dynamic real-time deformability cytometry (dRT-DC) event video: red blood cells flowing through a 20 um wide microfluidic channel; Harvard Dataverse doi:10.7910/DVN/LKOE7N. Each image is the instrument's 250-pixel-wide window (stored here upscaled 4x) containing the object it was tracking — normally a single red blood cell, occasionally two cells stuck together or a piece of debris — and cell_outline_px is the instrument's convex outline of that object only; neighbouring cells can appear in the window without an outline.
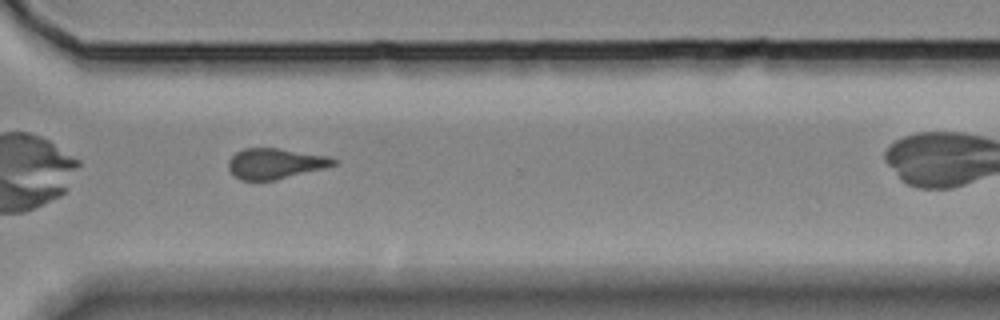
{"species": "Egyptian fruit bat (a non-hibernating species)", "species_latin": "Rousettus aegyptiacus", "temperature_condition": "room temperature", "stored_images_in_passage": 24, "camera_frame_rate_fps": 3000, "um_per_image_px": 0.085, "animal": {"sex": "female"}, "frame": {"image": 1, "passage_image": 21, "time_ms": 6.667, "image_size_px": [1000, 320], "cell_outline_px": [[336, 164], [324, 168], [276, 180], [240, 180], [228, 168], [228, 160], [236, 152], [244, 148], [276, 148], [328, 156], [336, 160]], "centroid_in_image_um": [23.37, 13.9], "position_along_channel_um": 347.2, "area_um2": 18.5}}